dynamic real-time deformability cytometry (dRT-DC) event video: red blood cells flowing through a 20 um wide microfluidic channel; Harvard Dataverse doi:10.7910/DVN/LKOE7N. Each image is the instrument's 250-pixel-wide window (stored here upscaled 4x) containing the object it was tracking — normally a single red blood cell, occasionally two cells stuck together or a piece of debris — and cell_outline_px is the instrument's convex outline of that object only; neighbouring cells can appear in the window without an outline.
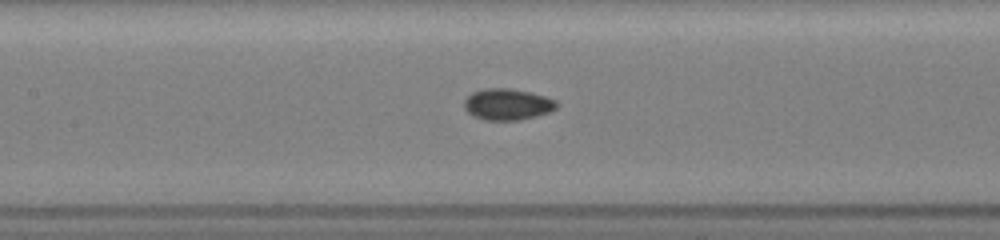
{"species": "common noctule bat (a hibernating species)", "species_latin": "Nyctalus noctula", "temperature_condition": "room temperature", "stored_images_in_passage": 17, "camera_frame_rate_fps": 3000, "um_per_image_px": 0.085, "animal": {"sex": "female", "body_mass_g": 19.5, "forearm_length_mm": 54.1}, "frame": {"image": 1, "passage_image": 15, "time_ms": 5.333, "image_size_px": [1000, 240], "cell_outline_px": [[560, 104], [556, 108], [548, 112], [536, 116], [520, 120], [484, 120], [472, 116], [464, 108], [464, 100], [472, 92], [484, 88], [508, 88], [528, 92], [544, 96], [556, 100]], "centroid_in_image_um": [43.12, 8.87], "position_along_channel_um": 164.3, "area_um2": 16.94}}